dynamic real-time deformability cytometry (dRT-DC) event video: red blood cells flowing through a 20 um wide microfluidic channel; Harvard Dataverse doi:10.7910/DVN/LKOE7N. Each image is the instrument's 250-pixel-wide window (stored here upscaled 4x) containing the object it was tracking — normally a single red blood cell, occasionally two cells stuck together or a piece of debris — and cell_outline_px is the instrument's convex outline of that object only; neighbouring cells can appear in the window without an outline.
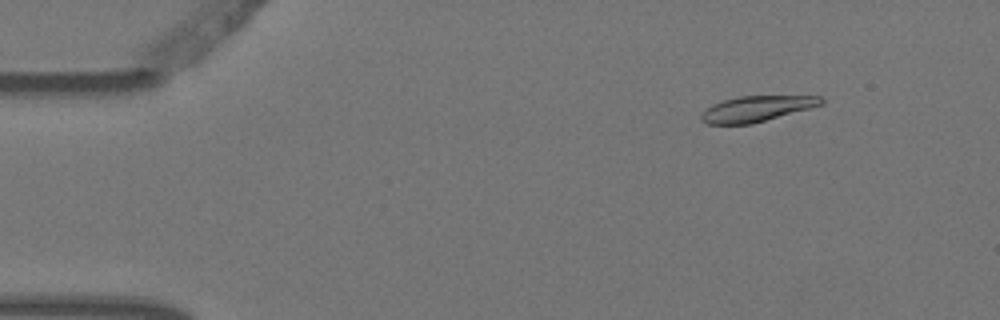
{"species": "Egyptian fruit bat (a non-hibernating species)", "species_latin": "Rousettus aegyptiacus", "temperature_condition": "warm", "stored_images_in_passage": 4, "camera_frame_rate_fps": 3000, "um_per_image_px": 0.085, "animal": {"sex": "female"}, "frame": {"image": 1, "passage_image": 2, "time_ms": 0.333, "image_size_px": [1000, 320], "cell_outline_px": [[824, 104], [752, 124], [708, 124], [700, 120], [700, 116], [712, 104], [724, 100], [740, 96], [820, 96], [824, 100]], "centroid_in_image_um": [64.32, 9.24], "position_along_channel_um": 20.7, "area_um2": 17.74}}